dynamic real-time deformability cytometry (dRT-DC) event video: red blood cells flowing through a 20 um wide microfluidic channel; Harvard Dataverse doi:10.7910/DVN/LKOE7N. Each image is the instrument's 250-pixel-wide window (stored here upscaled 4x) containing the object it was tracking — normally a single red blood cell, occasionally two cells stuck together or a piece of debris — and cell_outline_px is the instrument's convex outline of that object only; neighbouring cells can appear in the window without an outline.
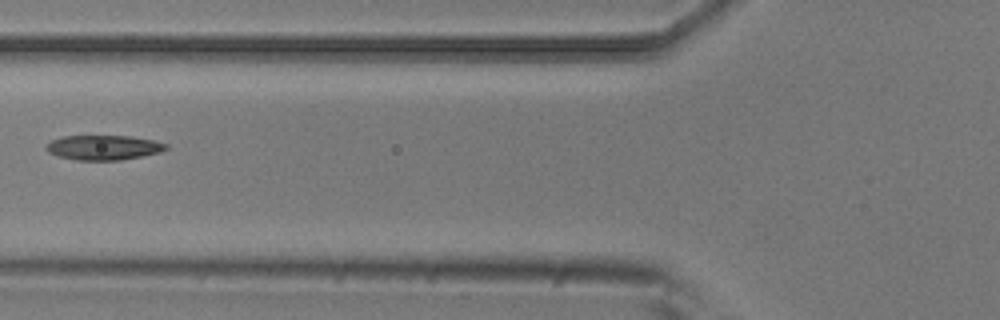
{"species": "common noctule bat (a hibernating species)", "species_latin": "Nyctalus noctula", "temperature_condition": "room temperature", "stored_images_in_passage": 5, "camera_frame_rate_fps": 3000, "um_per_image_px": 0.085, "animal": {"sex": "male", "body_mass_g": 20.5, "forearm_length_mm": 52.5}, "frame": {"image": 1, "passage_image": 4, "time_ms": 1.0, "image_size_px": [1000, 320], "cell_outline_px": [[168, 148], [160, 152], [120, 160], [76, 160], [56, 156], [48, 152], [44, 148], [52, 140], [64, 136], [132, 136], [152, 140], [168, 144]], "centroid_in_image_um": [8.79, 12.54], "position_along_channel_um": 117.0, "area_um2": 17.22}}
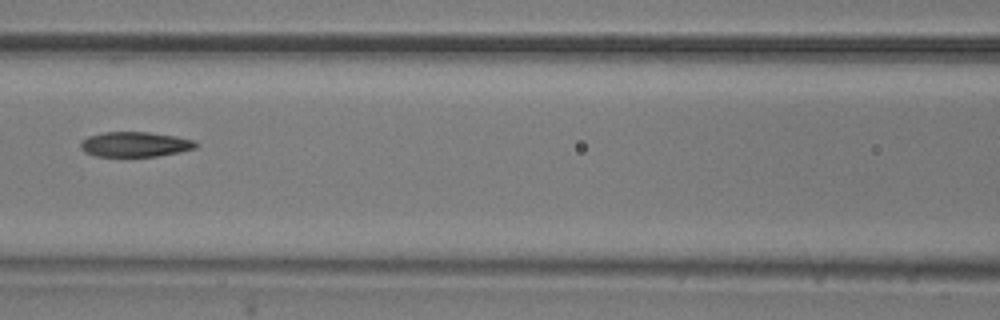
{"frame": {"image": 2, "passage_image": 5, "time_ms": 1.333, "image_size_px": [1000, 320], "cell_outline_px": [[200, 144], [196, 148], [180, 152], [156, 156], [96, 156], [84, 152], [80, 148], [80, 140], [88, 136], [104, 132], [148, 132], [176, 136], [196, 140]], "centroid_in_image_um": [11.5, 12.26], "position_along_channel_um": 155.1, "area_um2": 16.99}}